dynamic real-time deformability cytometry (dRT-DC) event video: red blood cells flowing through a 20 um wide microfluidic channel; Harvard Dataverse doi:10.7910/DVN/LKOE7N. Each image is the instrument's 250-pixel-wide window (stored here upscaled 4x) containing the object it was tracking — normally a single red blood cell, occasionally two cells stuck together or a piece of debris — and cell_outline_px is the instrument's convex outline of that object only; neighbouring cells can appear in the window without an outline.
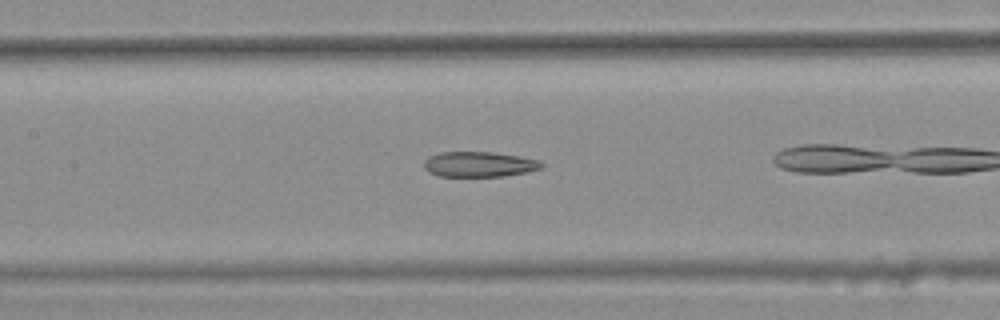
{"species": "common noctule bat (a hibernating species)", "species_latin": "Nyctalus noctula", "temperature_condition": "warm", "stored_images_in_passage": 41, "camera_frame_rate_fps": 3000, "um_per_image_px": 0.085, "animal": {"sex": "female", "body_mass_g": 25.1}, "frame": {"image": 1, "passage_image": 18, "time_ms": 5.667, "image_size_px": [1000, 320], "cell_outline_px": [[544, 164], [540, 168], [528, 172], [504, 176], [440, 176], [428, 172], [424, 168], [424, 160], [428, 156], [440, 152], [492, 152], [540, 160]], "centroid_in_image_um": [40.7, 13.96], "position_along_channel_um": 166.7, "area_um2": 17.28}}
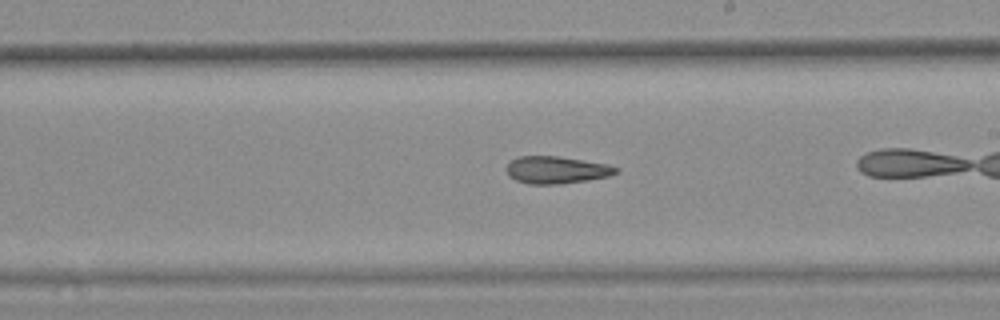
{"frame": {"image": 2, "passage_image": 24, "time_ms": 7.667, "image_size_px": [1000, 320], "cell_outline_px": [[620, 172], [608, 176], [588, 180], [560, 184], [532, 184], [516, 180], [508, 176], [508, 164], [512, 160], [520, 156], [556, 156], [608, 164], [620, 168]], "centroid_in_image_um": [47.35, 14.45], "position_along_channel_um": 241.7, "area_um2": 17.28}, "authors_computed_cell_mechanics": {"area_um2": 17.8024, "velocity_mm_per_s": 3.763, "shape_relaxation_time_tau1_ms": null, "shape_relaxation_time_tau2_ms": 6.0562, "deformation_change_tau1": null, "deformation_change_tau2": 0.1658}}